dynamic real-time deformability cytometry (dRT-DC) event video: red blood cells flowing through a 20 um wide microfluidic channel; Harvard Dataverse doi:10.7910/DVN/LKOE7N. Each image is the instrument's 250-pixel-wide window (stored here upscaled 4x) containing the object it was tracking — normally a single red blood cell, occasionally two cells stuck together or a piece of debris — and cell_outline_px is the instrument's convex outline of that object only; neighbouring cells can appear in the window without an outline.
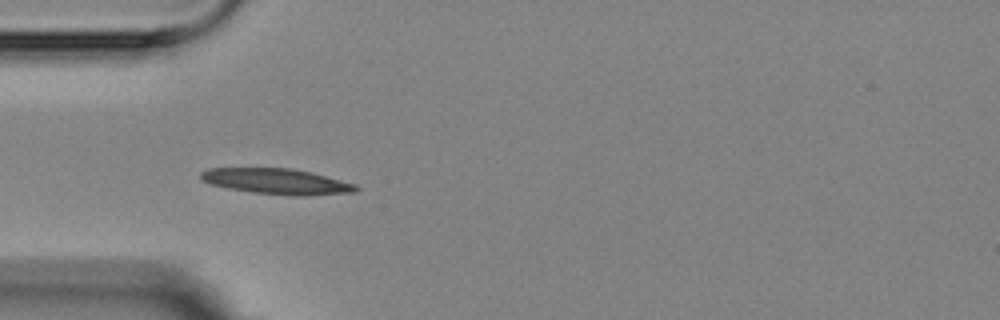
{"species": "Egyptian fruit bat (a non-hibernating species)", "species_latin": "Rousettus aegyptiacus", "temperature_condition": "room temperature", "stored_images_in_passage": 4, "camera_frame_rate_fps": 3000, "um_per_image_px": 0.085, "animal": {"sex": "female"}, "frame": {"image": 1, "passage_image": 4, "time_ms": 3.667, "image_size_px": [1000, 320], "cell_outline_px": [[360, 188], [356, 192], [304, 196], [296, 196], [252, 192], [228, 188], [212, 184], [200, 180], [200, 172], [208, 168], [292, 168], [312, 172], [356, 184]], "centroid_in_image_um": [23.54, 15.41], "position_along_channel_um": 61.5, "area_um2": 23.29}}